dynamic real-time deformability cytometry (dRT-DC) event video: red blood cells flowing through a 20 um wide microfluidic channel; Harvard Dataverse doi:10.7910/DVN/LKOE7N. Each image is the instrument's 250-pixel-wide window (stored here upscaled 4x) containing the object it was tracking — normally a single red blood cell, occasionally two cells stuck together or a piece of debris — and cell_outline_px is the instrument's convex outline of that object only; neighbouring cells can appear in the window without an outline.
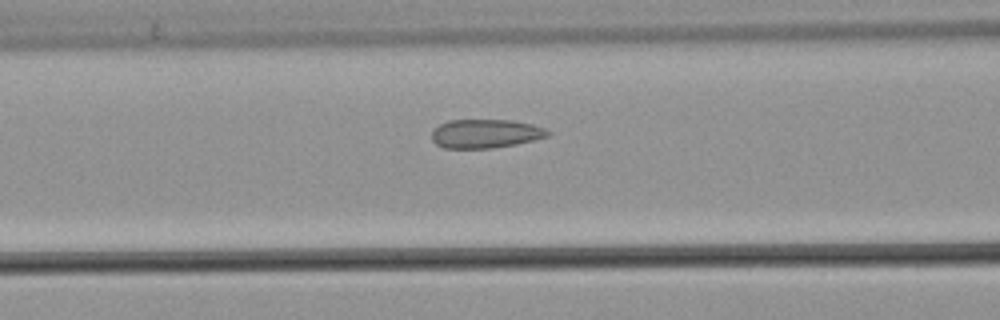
{"species": "common noctule bat (a hibernating species)", "species_latin": "Nyctalus noctula", "temperature_condition": "warm", "stored_images_in_passage": 30, "camera_frame_rate_fps": 3000, "um_per_image_px": 0.085, "animal": {"sex": "male", "body_mass_g": 21.5, "forearm_length_mm": 52.0}, "frame": {"image": 1, "passage_image": 9, "time_ms": 2.667, "image_size_px": [1000, 320], "cell_outline_px": [[552, 132], [548, 136], [536, 140], [516, 144], [492, 148], [444, 148], [436, 144], [432, 140], [432, 128], [448, 120], [512, 120], [532, 124], [544, 128]], "centroid_in_image_um": [41.27, 11.36], "position_along_channel_um": 125.3, "area_um2": 19.65}}